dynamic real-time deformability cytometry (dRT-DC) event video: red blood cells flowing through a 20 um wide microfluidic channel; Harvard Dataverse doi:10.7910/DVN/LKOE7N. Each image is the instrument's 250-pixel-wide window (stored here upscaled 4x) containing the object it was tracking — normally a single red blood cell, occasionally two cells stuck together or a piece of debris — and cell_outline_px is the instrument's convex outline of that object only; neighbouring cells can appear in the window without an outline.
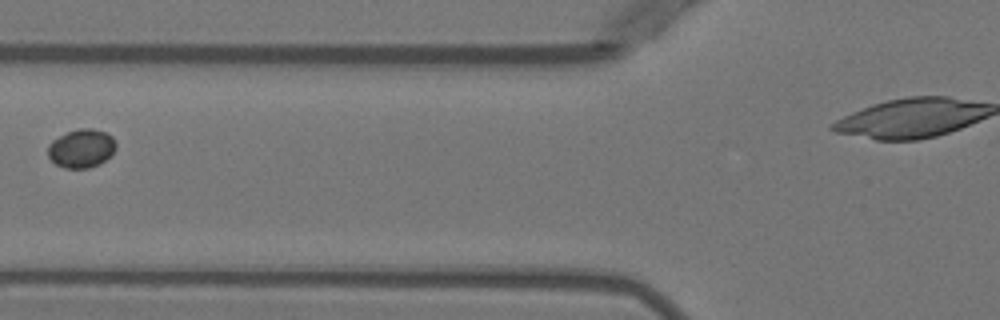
{"species": "Egyptian fruit bat (a non-hibernating species)", "species_latin": "Rousettus aegyptiacus", "temperature_condition": "warm", "stored_images_in_passage": 4, "camera_frame_rate_fps": 3000, "um_per_image_px": 0.085, "animal": {"sex": "female"}, "frame": {"image": 1, "passage_image": 4, "time_ms": 3.333, "image_size_px": [1000, 320], "cell_outline_px": [[116, 148], [100, 164], [88, 168], [64, 168], [56, 164], [48, 156], [48, 144], [52, 140], [68, 132], [80, 128], [92, 128], [104, 132], [112, 136], [116, 144]], "centroid_in_image_um": [6.91, 12.61], "position_along_channel_um": 118.9, "area_um2": 15.14}}